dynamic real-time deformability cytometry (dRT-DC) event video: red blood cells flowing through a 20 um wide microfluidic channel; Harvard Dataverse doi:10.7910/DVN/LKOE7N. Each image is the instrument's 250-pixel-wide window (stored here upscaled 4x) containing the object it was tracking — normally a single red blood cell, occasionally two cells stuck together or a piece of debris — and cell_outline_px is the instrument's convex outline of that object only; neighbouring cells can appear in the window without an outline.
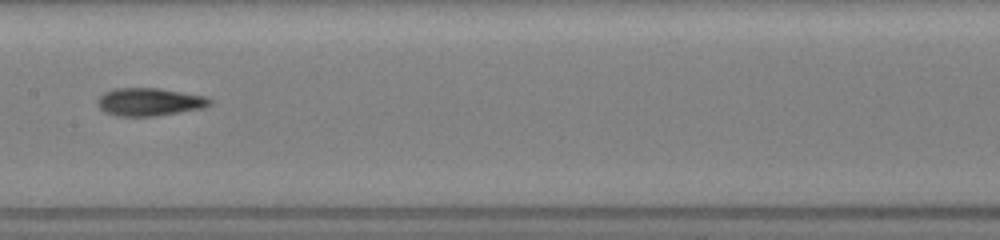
{"species": "common noctule bat (a hibernating species)", "species_latin": "Nyctalus noctula", "temperature_condition": "room temperature", "stored_images_in_passage": 27, "camera_frame_rate_fps": 3000, "um_per_image_px": 0.085, "animal": {"sex": "female", "body_mass_g": 19.5, "forearm_length_mm": 54.1}, "frame": {"image": 1, "passage_image": 20, "time_ms": 6.333, "image_size_px": [1000, 240], "cell_outline_px": [[212, 104], [204, 108], [156, 116], [120, 116], [104, 112], [100, 108], [100, 96], [104, 92], [116, 88], [156, 88], [204, 96], [212, 100]], "centroid_in_image_um": [12.73, 8.67], "position_along_channel_um": 194.7, "area_um2": 17.98}}
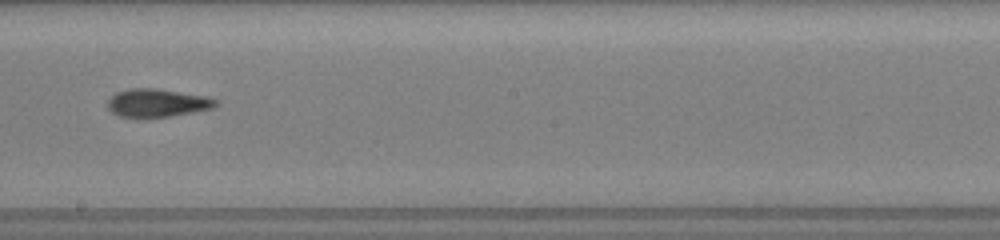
{"frame": {"image": 2, "passage_image": 23, "time_ms": 7.333, "image_size_px": [1000, 240], "cell_outline_px": [[216, 104], [212, 108], [192, 112], [168, 116], [136, 120], [120, 116], [112, 112], [108, 108], [108, 100], [116, 92], [128, 88], [152, 88], [208, 96], [216, 100]], "centroid_in_image_um": [13.29, 8.77], "position_along_channel_um": 234.9, "area_um2": 17.92}}